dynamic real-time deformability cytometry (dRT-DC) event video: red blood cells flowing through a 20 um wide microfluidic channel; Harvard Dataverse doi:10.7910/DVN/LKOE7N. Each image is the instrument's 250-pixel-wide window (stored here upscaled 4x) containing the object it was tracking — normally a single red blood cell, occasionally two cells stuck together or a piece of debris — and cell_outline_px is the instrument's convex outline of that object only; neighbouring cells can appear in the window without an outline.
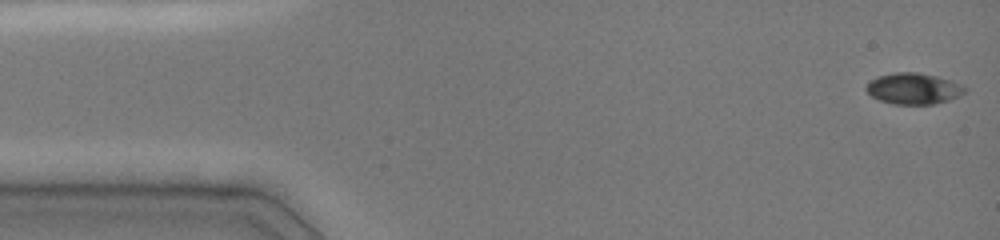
{"species": "common noctule bat (a hibernating species)", "species_latin": "Nyctalus noctula", "temperature_condition": "cold", "stored_images_in_passage": 47, "camera_frame_rate_fps": 3000, "um_per_image_px": 0.085, "animal": {"sex": "female", "body_mass_g": 19.0, "forearm_length_mm": 51.5}, "frame": {"image": 1, "passage_image": 1, "time_ms": 0.0, "image_size_px": [1000, 240], "cell_outline_px": [[968, 88], [964, 92], [948, 100], [932, 104], [892, 104], [880, 100], [872, 96], [864, 88], [876, 76], [896, 72], [916, 72], [936, 76], [952, 80]], "centroid_in_image_um": [77.63, 7.52], "position_along_channel_um": 7.4, "area_um2": 17.74}}
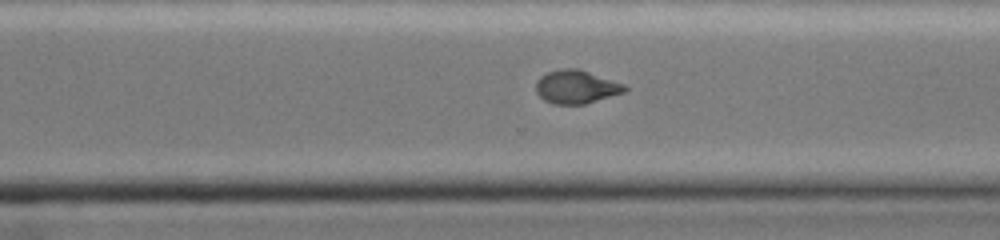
{"frame": {"image": 2, "passage_image": 33, "time_ms": 10.667, "image_size_px": [1000, 240], "cell_outline_px": [[628, 88], [624, 92], [584, 104], [552, 104], [544, 100], [536, 92], [536, 80], [540, 76], [548, 72], [564, 68], [576, 68], [624, 84]], "centroid_in_image_um": [48.94, 7.39], "position_along_channel_um": 321.7, "area_um2": 17.05}}
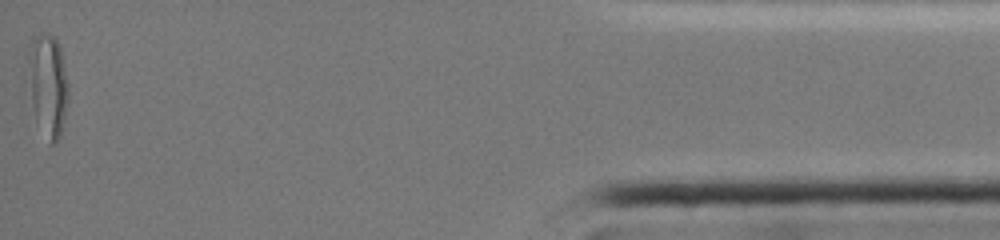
{"frame": {"image": 3, "passage_image": 47, "time_ms": 15.333, "image_size_px": [1000, 240], "cell_outline_px": [[68, 100], [64, 120], [60, 136], [52, 144], [48, 144], [36, 120], [32, 104], [28, 56], [28, 52], [32, 40], [40, 32], [48, 32], [56, 40], [60, 48], [68, 84]], "centroid_in_image_um": [4.08, 7.25], "position_along_channel_um": 431.1, "area_um2": 23.7}, "authors_computed_cell_mechanics": {"area_um2": 17.8024, "velocity_mm_per_s": 4.0281, "shape_relaxation_time_tau1_ms": null, "shape_relaxation_time_tau2_ms": 1.7725, "deformation_change_tau1": null, "deformation_change_tau2": 0.0488}}